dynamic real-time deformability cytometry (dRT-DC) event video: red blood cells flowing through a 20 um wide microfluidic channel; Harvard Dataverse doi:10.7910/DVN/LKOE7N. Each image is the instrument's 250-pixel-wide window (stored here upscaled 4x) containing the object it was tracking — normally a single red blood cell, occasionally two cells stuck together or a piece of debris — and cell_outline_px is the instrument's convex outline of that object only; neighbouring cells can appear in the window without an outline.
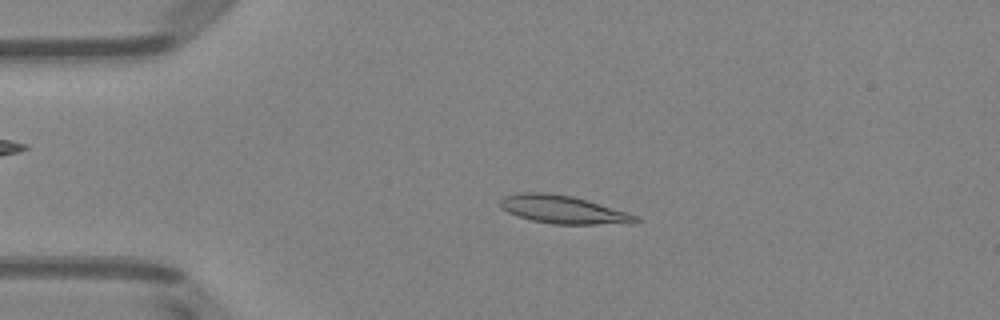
{"species": "Egyptian fruit bat (a non-hibernating species)", "species_latin": "Rousettus aegyptiacus", "temperature_condition": "room temperature", "stored_images_in_passage": 3, "camera_frame_rate_fps": 3000, "um_per_image_px": 0.085, "animal": {"sex": "female"}, "frame": {"image": 1, "passage_image": 2, "time_ms": 1.333, "image_size_px": [1000, 320], "cell_outline_px": [[640, 220], [636, 224], [552, 224], [532, 220], [516, 216], [500, 208], [500, 200], [504, 196], [516, 192], [548, 192], [572, 196], [588, 200], [628, 212], [640, 216]], "centroid_in_image_um": [47.9, 17.81], "position_along_channel_um": 37.1, "area_um2": 22.6}}